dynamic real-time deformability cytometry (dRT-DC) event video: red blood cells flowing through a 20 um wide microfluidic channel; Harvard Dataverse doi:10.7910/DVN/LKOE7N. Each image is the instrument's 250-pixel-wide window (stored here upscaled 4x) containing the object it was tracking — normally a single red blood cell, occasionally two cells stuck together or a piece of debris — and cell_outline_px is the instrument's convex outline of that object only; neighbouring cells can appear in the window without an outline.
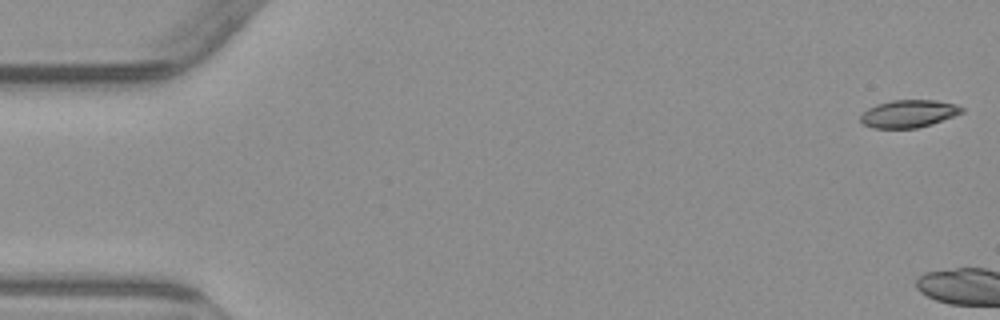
{"species": "common noctule bat (a hibernating species)", "species_latin": "Nyctalus noctula", "temperature_condition": "warm", "stored_images_in_passage": 6, "camera_frame_rate_fps": 3000, "um_per_image_px": 0.085, "animal": {"sex": "male", "body_mass_g": 23.1, "forearm_length_mm": 52.7}, "frame": {"image": 1, "passage_image": 1, "time_ms": 0.0, "image_size_px": [1000, 320], "cell_outline_px": [[964, 112], [932, 124], [916, 128], [872, 128], [864, 124], [860, 120], [860, 116], [868, 108], [876, 104], [892, 100], [936, 100], [956, 104], [964, 108]], "centroid_in_image_um": [77.24, 9.66], "position_along_channel_um": 7.8, "area_um2": 16.3}}